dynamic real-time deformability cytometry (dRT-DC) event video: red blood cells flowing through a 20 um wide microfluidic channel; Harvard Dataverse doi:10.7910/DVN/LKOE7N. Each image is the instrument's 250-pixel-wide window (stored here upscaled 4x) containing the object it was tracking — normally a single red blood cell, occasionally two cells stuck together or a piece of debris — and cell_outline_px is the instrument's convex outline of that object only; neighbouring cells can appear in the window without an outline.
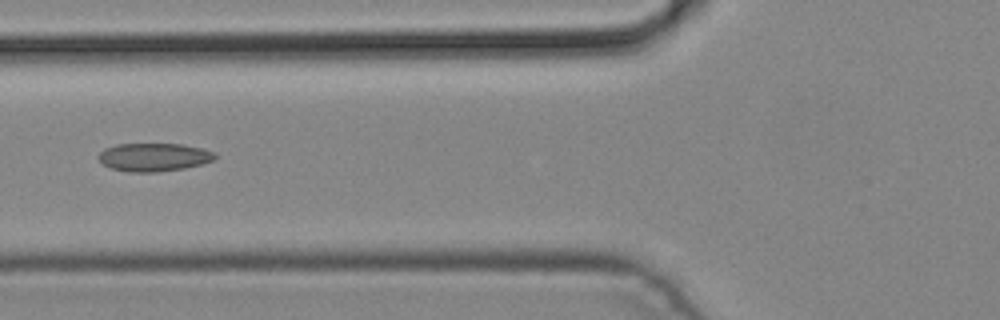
{"species": "common noctule bat (a hibernating species)", "species_latin": "Nyctalus noctula", "temperature_condition": "cold", "stored_images_in_passage": 5, "camera_frame_rate_fps": 3000, "um_per_image_px": 0.085, "animal": {"sex": "male", "body_mass_g": 19.2, "forearm_length_mm": 51.8}, "frame": {"image": 1, "passage_image": 5, "time_ms": 1.333, "image_size_px": [1000, 320], "cell_outline_px": [[216, 160], [204, 164], [184, 168], [156, 172], [128, 172], [112, 168], [104, 164], [96, 156], [104, 148], [116, 144], [180, 144], [200, 148], [216, 152]], "centroid_in_image_um": [13.1, 13.36], "position_along_channel_um": 112.7, "area_um2": 19.25}}